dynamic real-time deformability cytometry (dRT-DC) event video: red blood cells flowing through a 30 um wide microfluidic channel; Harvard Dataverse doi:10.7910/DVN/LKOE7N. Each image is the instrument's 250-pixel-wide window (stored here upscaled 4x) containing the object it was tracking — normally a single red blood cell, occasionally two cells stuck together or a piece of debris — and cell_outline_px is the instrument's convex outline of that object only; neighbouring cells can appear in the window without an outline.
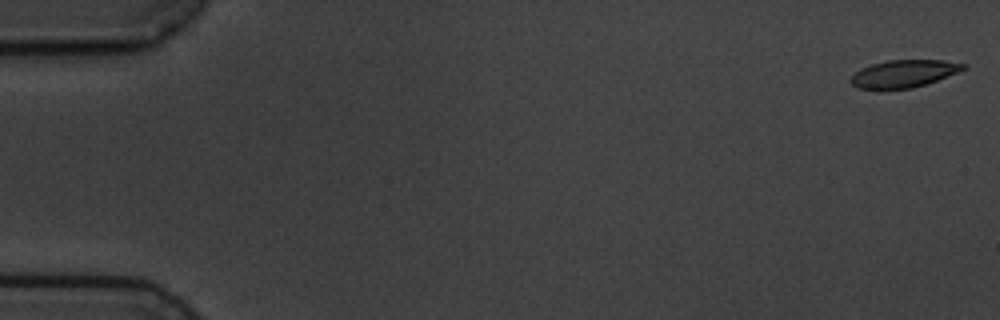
{"species": "common noctule bat (a hibernating species)", "species_latin": "Nyctalus noctula", "temperature_condition": "cold", "stored_images_in_passage": 10, "camera_frame_rate_fps": 3000, "um_per_image_px": 0.085, "animal": {"sex": "male", "body_mass_g": 19.5, "forearm_length_mm": 54.6}, "frame": {"image": 1, "passage_image": 1, "time_ms": 0.0, "image_size_px": [1000, 320], "cell_outline_px": [[968, 64], [964, 68], [956, 72], [936, 80], [912, 88], [876, 92], [856, 88], [848, 80], [860, 68], [872, 64], [888, 60], [944, 60]], "centroid_in_image_um": [76.7, 6.3], "position_along_channel_um": 8.3, "area_um2": 18.44}}
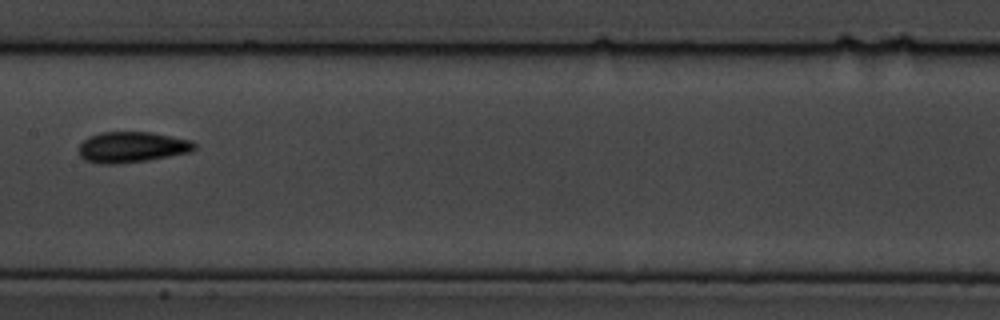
{"frame": {"image": 2, "passage_image": 8, "time_ms": 9.333, "image_size_px": [1000, 320], "cell_outline_px": [[196, 148], [192, 152], [148, 160], [116, 164], [100, 164], [84, 160], [80, 156], [80, 144], [88, 136], [100, 132], [152, 132], [192, 140], [196, 144]], "centroid_in_image_um": [11.23, 12.5], "position_along_channel_um": 196.2, "area_um2": 20.92}}
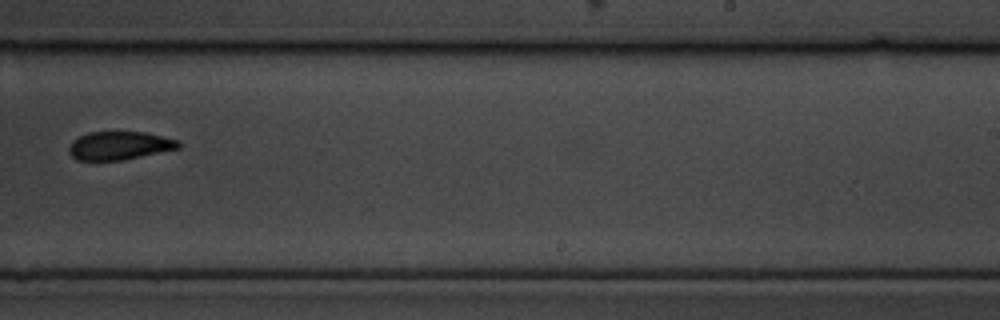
{"frame": {"image": 3, "passage_image": 10, "time_ms": 11.667, "image_size_px": [1000, 320], "cell_outline_px": [[180, 148], [124, 160], [76, 160], [68, 152], [68, 148], [72, 140], [88, 132], [144, 132], [180, 140]], "centroid_in_image_um": [10.15, 12.38], "position_along_channel_um": 278.9, "area_um2": 18.15}}